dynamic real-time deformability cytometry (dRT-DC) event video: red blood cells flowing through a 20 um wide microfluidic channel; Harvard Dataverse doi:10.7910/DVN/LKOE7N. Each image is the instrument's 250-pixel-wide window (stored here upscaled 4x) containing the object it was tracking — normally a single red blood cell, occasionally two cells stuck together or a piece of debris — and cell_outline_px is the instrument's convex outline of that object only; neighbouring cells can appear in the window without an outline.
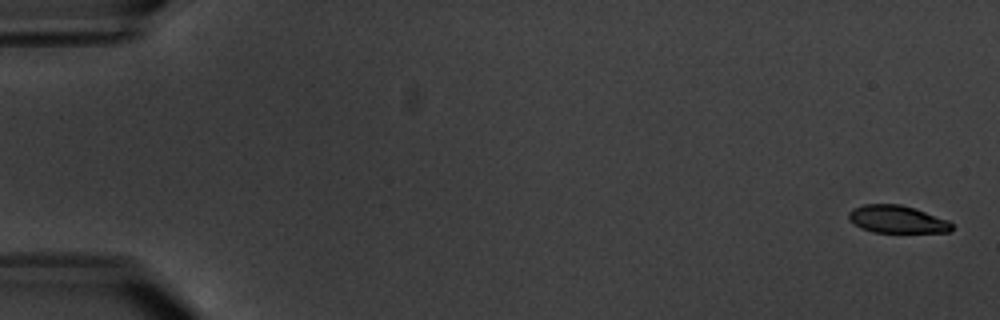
{"species": "common noctule bat (a hibernating species)", "species_latin": "Nyctalus noctula", "temperature_condition": "warm", "stored_images_in_passage": 6, "camera_frame_rate_fps": 3000, "um_per_image_px": 0.085, "animal": {"sex": "male", "body_mass_g": 20.1, "forearm_length_mm": 53.5}, "frame": {"image": 1, "passage_image": 1, "time_ms": 0.0, "image_size_px": [1000, 320], "cell_outline_px": [[952, 228], [948, 232], [872, 232], [860, 228], [852, 224], [848, 220], [848, 212], [852, 208], [864, 204], [900, 204], [916, 208], [948, 220], [952, 224]], "centroid_in_image_um": [76.19, 18.63], "position_along_channel_um": 8.8, "area_um2": 16.76}}
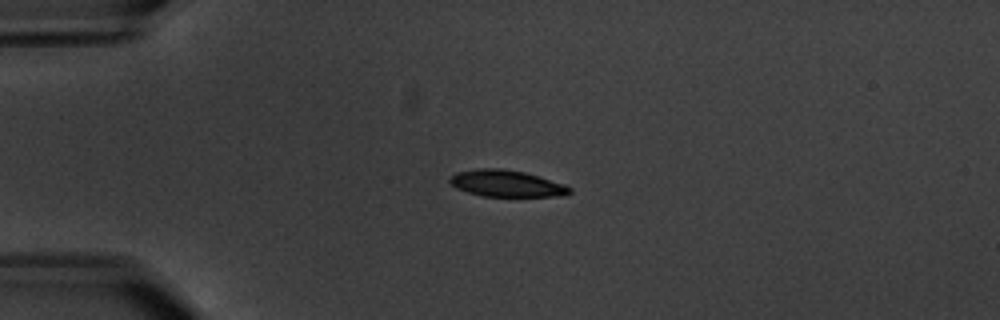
{"frame": {"image": 2, "passage_image": 5, "time_ms": 4.667, "image_size_px": [1000, 320], "cell_outline_px": [[572, 192], [568, 196], [484, 196], [468, 192], [456, 188], [448, 180], [456, 172], [480, 168], [500, 168], [524, 172], [564, 184], [572, 188]], "centroid_in_image_um": [43.08, 15.6], "position_along_channel_um": 41.9, "area_um2": 18.5}}